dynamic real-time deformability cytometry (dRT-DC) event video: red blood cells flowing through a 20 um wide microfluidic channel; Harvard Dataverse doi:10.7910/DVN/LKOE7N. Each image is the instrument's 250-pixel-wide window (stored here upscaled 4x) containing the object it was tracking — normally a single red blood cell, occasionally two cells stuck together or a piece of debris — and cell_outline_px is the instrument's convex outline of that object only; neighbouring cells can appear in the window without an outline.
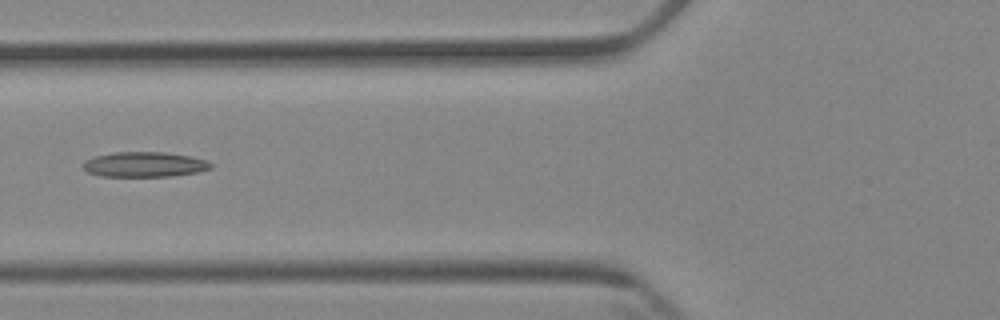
{"species": "Egyptian fruit bat (a non-hibernating species)", "species_latin": "Rousettus aegyptiacus", "temperature_condition": "cold", "stored_images_in_passage": 5, "camera_frame_rate_fps": 3000, "um_per_image_px": 0.085, "animal": {"sex": "female"}, "frame": {"image": 1, "passage_image": 5, "time_ms": 5.667, "image_size_px": [1000, 320], "cell_outline_px": [[212, 168], [196, 172], [172, 176], [100, 176], [88, 172], [84, 168], [84, 160], [96, 156], [116, 152], [164, 152], [188, 156], [208, 160], [212, 164]], "centroid_in_image_um": [12.29, 13.98], "position_along_channel_um": 113.5, "area_um2": 18.5}}